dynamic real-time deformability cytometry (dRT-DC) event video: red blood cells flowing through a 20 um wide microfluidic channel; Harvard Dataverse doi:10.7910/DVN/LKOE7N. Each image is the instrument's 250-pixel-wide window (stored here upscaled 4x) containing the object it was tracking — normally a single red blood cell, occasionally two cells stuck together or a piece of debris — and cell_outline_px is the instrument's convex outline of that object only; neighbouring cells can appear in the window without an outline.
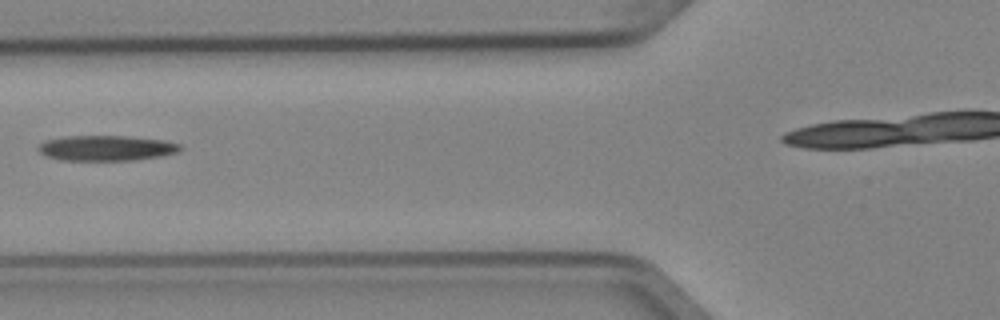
{"species": "Egyptian fruit bat (a non-hibernating species)", "species_latin": "Rousettus aegyptiacus", "temperature_condition": "cold", "stored_images_in_passage": 4, "camera_frame_rate_fps": 3000, "um_per_image_px": 0.085, "animal": {"sex": "female"}, "frame": {"image": 1, "passage_image": 2, "time_ms": 0.333, "image_size_px": [1000, 320], "cell_outline_px": [[184, 148], [176, 152], [160, 156], [132, 160], [60, 160], [48, 156], [40, 152], [36, 148], [44, 140], [64, 136], [128, 136], [164, 140], [180, 144]], "centroid_in_image_um": [9.02, 12.58], "position_along_channel_um": 116.8, "area_um2": 20.92}}
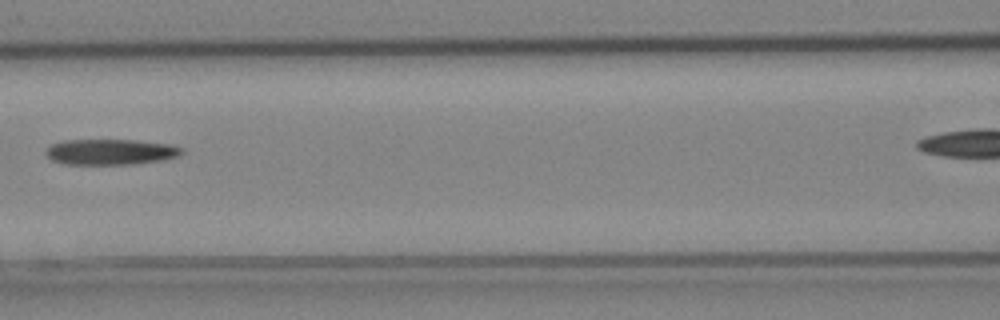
{"frame": {"image": 2, "passage_image": 3, "time_ms": 0.667, "image_size_px": [1000, 320], "cell_outline_px": [[184, 152], [180, 156], [164, 160], [132, 164], [64, 164], [52, 160], [44, 152], [52, 144], [64, 140], [132, 140], [168, 144], [184, 148]], "centroid_in_image_um": [9.43, 12.91], "position_along_channel_um": 157.2, "area_um2": 20.35}}